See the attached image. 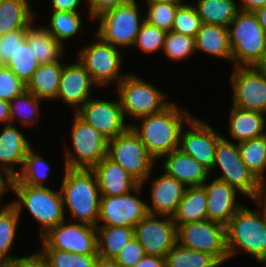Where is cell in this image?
I'll use <instances>...</instances> for the list:
<instances>
[{
    "instance_id": "cell-9",
    "label": "cell",
    "mask_w": 266,
    "mask_h": 267,
    "mask_svg": "<svg viewBox=\"0 0 266 267\" xmlns=\"http://www.w3.org/2000/svg\"><path fill=\"white\" fill-rule=\"evenodd\" d=\"M227 28L232 67L256 66L266 49V34L255 13L239 10Z\"/></svg>"
},
{
    "instance_id": "cell-38",
    "label": "cell",
    "mask_w": 266,
    "mask_h": 267,
    "mask_svg": "<svg viewBox=\"0 0 266 267\" xmlns=\"http://www.w3.org/2000/svg\"><path fill=\"white\" fill-rule=\"evenodd\" d=\"M165 267H223L212 255L190 250L178 243L166 254Z\"/></svg>"
},
{
    "instance_id": "cell-37",
    "label": "cell",
    "mask_w": 266,
    "mask_h": 267,
    "mask_svg": "<svg viewBox=\"0 0 266 267\" xmlns=\"http://www.w3.org/2000/svg\"><path fill=\"white\" fill-rule=\"evenodd\" d=\"M240 156L246 167L266 184V134L238 144Z\"/></svg>"
},
{
    "instance_id": "cell-45",
    "label": "cell",
    "mask_w": 266,
    "mask_h": 267,
    "mask_svg": "<svg viewBox=\"0 0 266 267\" xmlns=\"http://www.w3.org/2000/svg\"><path fill=\"white\" fill-rule=\"evenodd\" d=\"M26 90V85L6 66L0 65V99L10 102Z\"/></svg>"
},
{
    "instance_id": "cell-18",
    "label": "cell",
    "mask_w": 266,
    "mask_h": 267,
    "mask_svg": "<svg viewBox=\"0 0 266 267\" xmlns=\"http://www.w3.org/2000/svg\"><path fill=\"white\" fill-rule=\"evenodd\" d=\"M73 60L71 58L63 64L55 103L61 101L62 106L69 110L72 109L71 111L75 113L90 98L94 97L96 88L98 92L101 89L78 59L75 57Z\"/></svg>"
},
{
    "instance_id": "cell-46",
    "label": "cell",
    "mask_w": 266,
    "mask_h": 267,
    "mask_svg": "<svg viewBox=\"0 0 266 267\" xmlns=\"http://www.w3.org/2000/svg\"><path fill=\"white\" fill-rule=\"evenodd\" d=\"M27 29L0 35V65H5L14 56L19 45L26 39Z\"/></svg>"
},
{
    "instance_id": "cell-27",
    "label": "cell",
    "mask_w": 266,
    "mask_h": 267,
    "mask_svg": "<svg viewBox=\"0 0 266 267\" xmlns=\"http://www.w3.org/2000/svg\"><path fill=\"white\" fill-rule=\"evenodd\" d=\"M35 9L38 15H36V20L27 29V42L29 46H32L34 56L39 64L58 62L68 51L40 23L41 19H44L41 16L43 10L38 13L36 5Z\"/></svg>"
},
{
    "instance_id": "cell-24",
    "label": "cell",
    "mask_w": 266,
    "mask_h": 267,
    "mask_svg": "<svg viewBox=\"0 0 266 267\" xmlns=\"http://www.w3.org/2000/svg\"><path fill=\"white\" fill-rule=\"evenodd\" d=\"M84 13V14H83ZM48 14L46 22H41L45 29L67 50L70 47V44L67 43L70 41H75L74 39L82 38L88 33L85 30V25L88 23L89 28L94 27L90 25L93 22L89 14L85 15V12H61V11H50L49 13L45 12V15ZM85 19L84 18V16ZM88 16V17H87ZM89 19V20H88ZM87 21V23L85 21ZM85 22V23H84ZM48 23V24H47ZM91 26V27H90ZM86 32V33H85ZM80 36V37H79ZM68 41V42H67ZM68 46V47H67Z\"/></svg>"
},
{
    "instance_id": "cell-58",
    "label": "cell",
    "mask_w": 266,
    "mask_h": 267,
    "mask_svg": "<svg viewBox=\"0 0 266 267\" xmlns=\"http://www.w3.org/2000/svg\"><path fill=\"white\" fill-rule=\"evenodd\" d=\"M11 179L0 169V187H10Z\"/></svg>"
},
{
    "instance_id": "cell-34",
    "label": "cell",
    "mask_w": 266,
    "mask_h": 267,
    "mask_svg": "<svg viewBox=\"0 0 266 267\" xmlns=\"http://www.w3.org/2000/svg\"><path fill=\"white\" fill-rule=\"evenodd\" d=\"M172 219L176 227L207 219V193L204 186L187 187Z\"/></svg>"
},
{
    "instance_id": "cell-49",
    "label": "cell",
    "mask_w": 266,
    "mask_h": 267,
    "mask_svg": "<svg viewBox=\"0 0 266 267\" xmlns=\"http://www.w3.org/2000/svg\"><path fill=\"white\" fill-rule=\"evenodd\" d=\"M132 0H87L89 15L94 20L100 14L131 2Z\"/></svg>"
},
{
    "instance_id": "cell-23",
    "label": "cell",
    "mask_w": 266,
    "mask_h": 267,
    "mask_svg": "<svg viewBox=\"0 0 266 267\" xmlns=\"http://www.w3.org/2000/svg\"><path fill=\"white\" fill-rule=\"evenodd\" d=\"M157 164H161V171L186 187L203 186L210 177V172L205 167L179 149L165 155Z\"/></svg>"
},
{
    "instance_id": "cell-8",
    "label": "cell",
    "mask_w": 266,
    "mask_h": 267,
    "mask_svg": "<svg viewBox=\"0 0 266 267\" xmlns=\"http://www.w3.org/2000/svg\"><path fill=\"white\" fill-rule=\"evenodd\" d=\"M72 119L68 132L70 144L65 140L62 145L63 166L69 169H92L107 155L108 140L75 113Z\"/></svg>"
},
{
    "instance_id": "cell-17",
    "label": "cell",
    "mask_w": 266,
    "mask_h": 267,
    "mask_svg": "<svg viewBox=\"0 0 266 267\" xmlns=\"http://www.w3.org/2000/svg\"><path fill=\"white\" fill-rule=\"evenodd\" d=\"M231 105L266 114V75L256 66L232 67Z\"/></svg>"
},
{
    "instance_id": "cell-15",
    "label": "cell",
    "mask_w": 266,
    "mask_h": 267,
    "mask_svg": "<svg viewBox=\"0 0 266 267\" xmlns=\"http://www.w3.org/2000/svg\"><path fill=\"white\" fill-rule=\"evenodd\" d=\"M193 115L183 126L180 134V146L184 154L193 157L199 164L211 172L215 161V149L223 137L222 131L214 128L204 118Z\"/></svg>"
},
{
    "instance_id": "cell-1",
    "label": "cell",
    "mask_w": 266,
    "mask_h": 267,
    "mask_svg": "<svg viewBox=\"0 0 266 267\" xmlns=\"http://www.w3.org/2000/svg\"><path fill=\"white\" fill-rule=\"evenodd\" d=\"M193 114L173 99L162 111L140 117L130 127L158 163L165 155L179 149L181 130Z\"/></svg>"
},
{
    "instance_id": "cell-22",
    "label": "cell",
    "mask_w": 266,
    "mask_h": 267,
    "mask_svg": "<svg viewBox=\"0 0 266 267\" xmlns=\"http://www.w3.org/2000/svg\"><path fill=\"white\" fill-rule=\"evenodd\" d=\"M203 186L207 193V220L226 226L244 205L245 202L239 200L242 199L240 197L244 199V195L236 188L212 176Z\"/></svg>"
},
{
    "instance_id": "cell-43",
    "label": "cell",
    "mask_w": 266,
    "mask_h": 267,
    "mask_svg": "<svg viewBox=\"0 0 266 267\" xmlns=\"http://www.w3.org/2000/svg\"><path fill=\"white\" fill-rule=\"evenodd\" d=\"M201 25V19L194 5L191 0H186L176 11L171 31L195 37Z\"/></svg>"
},
{
    "instance_id": "cell-32",
    "label": "cell",
    "mask_w": 266,
    "mask_h": 267,
    "mask_svg": "<svg viewBox=\"0 0 266 267\" xmlns=\"http://www.w3.org/2000/svg\"><path fill=\"white\" fill-rule=\"evenodd\" d=\"M22 219L16 208L10 203L5 202L0 207V263L10 262L20 257L14 251ZM20 222V223H19ZM15 254H12L13 251Z\"/></svg>"
},
{
    "instance_id": "cell-48",
    "label": "cell",
    "mask_w": 266,
    "mask_h": 267,
    "mask_svg": "<svg viewBox=\"0 0 266 267\" xmlns=\"http://www.w3.org/2000/svg\"><path fill=\"white\" fill-rule=\"evenodd\" d=\"M47 10L49 11H61V12H84L89 14L87 6V0H48ZM82 7V8H81Z\"/></svg>"
},
{
    "instance_id": "cell-50",
    "label": "cell",
    "mask_w": 266,
    "mask_h": 267,
    "mask_svg": "<svg viewBox=\"0 0 266 267\" xmlns=\"http://www.w3.org/2000/svg\"><path fill=\"white\" fill-rule=\"evenodd\" d=\"M11 267H47V265L38 251L32 250L30 254H21L20 257L12 260Z\"/></svg>"
},
{
    "instance_id": "cell-60",
    "label": "cell",
    "mask_w": 266,
    "mask_h": 267,
    "mask_svg": "<svg viewBox=\"0 0 266 267\" xmlns=\"http://www.w3.org/2000/svg\"><path fill=\"white\" fill-rule=\"evenodd\" d=\"M5 194H7V195L10 194V187H0V207L6 202L4 200ZM2 201H4V202H2Z\"/></svg>"
},
{
    "instance_id": "cell-2",
    "label": "cell",
    "mask_w": 266,
    "mask_h": 267,
    "mask_svg": "<svg viewBox=\"0 0 266 267\" xmlns=\"http://www.w3.org/2000/svg\"><path fill=\"white\" fill-rule=\"evenodd\" d=\"M62 171L59 189L66 219L96 227L101 194L95 173L92 169L66 167Z\"/></svg>"
},
{
    "instance_id": "cell-44",
    "label": "cell",
    "mask_w": 266,
    "mask_h": 267,
    "mask_svg": "<svg viewBox=\"0 0 266 267\" xmlns=\"http://www.w3.org/2000/svg\"><path fill=\"white\" fill-rule=\"evenodd\" d=\"M145 21L167 32L172 30L176 11L181 4L142 3Z\"/></svg>"
},
{
    "instance_id": "cell-33",
    "label": "cell",
    "mask_w": 266,
    "mask_h": 267,
    "mask_svg": "<svg viewBox=\"0 0 266 267\" xmlns=\"http://www.w3.org/2000/svg\"><path fill=\"white\" fill-rule=\"evenodd\" d=\"M32 147L25 156L24 164L19 175L10 184H27L32 186H49L54 170L50 161L45 158L41 149ZM41 150V151H40Z\"/></svg>"
},
{
    "instance_id": "cell-52",
    "label": "cell",
    "mask_w": 266,
    "mask_h": 267,
    "mask_svg": "<svg viewBox=\"0 0 266 267\" xmlns=\"http://www.w3.org/2000/svg\"><path fill=\"white\" fill-rule=\"evenodd\" d=\"M134 267H165V258L145 255Z\"/></svg>"
},
{
    "instance_id": "cell-39",
    "label": "cell",
    "mask_w": 266,
    "mask_h": 267,
    "mask_svg": "<svg viewBox=\"0 0 266 267\" xmlns=\"http://www.w3.org/2000/svg\"><path fill=\"white\" fill-rule=\"evenodd\" d=\"M162 53L166 60L185 63L196 55L195 37L169 31L166 34ZM194 55V56H193Z\"/></svg>"
},
{
    "instance_id": "cell-6",
    "label": "cell",
    "mask_w": 266,
    "mask_h": 267,
    "mask_svg": "<svg viewBox=\"0 0 266 267\" xmlns=\"http://www.w3.org/2000/svg\"><path fill=\"white\" fill-rule=\"evenodd\" d=\"M154 81L156 78L150 82L132 70L114 87L113 91L119 97L124 117L129 124L140 117L162 111L173 101L169 98L170 92L161 91Z\"/></svg>"
},
{
    "instance_id": "cell-41",
    "label": "cell",
    "mask_w": 266,
    "mask_h": 267,
    "mask_svg": "<svg viewBox=\"0 0 266 267\" xmlns=\"http://www.w3.org/2000/svg\"><path fill=\"white\" fill-rule=\"evenodd\" d=\"M9 68L25 85L30 81L33 73L40 66L32 46L25 39L18 47L14 56L4 65Z\"/></svg>"
},
{
    "instance_id": "cell-29",
    "label": "cell",
    "mask_w": 266,
    "mask_h": 267,
    "mask_svg": "<svg viewBox=\"0 0 266 267\" xmlns=\"http://www.w3.org/2000/svg\"><path fill=\"white\" fill-rule=\"evenodd\" d=\"M68 56H64L58 62L40 64L27 83L26 90L32 92L44 103H54L58 93L63 64L67 61Z\"/></svg>"
},
{
    "instance_id": "cell-55",
    "label": "cell",
    "mask_w": 266,
    "mask_h": 267,
    "mask_svg": "<svg viewBox=\"0 0 266 267\" xmlns=\"http://www.w3.org/2000/svg\"><path fill=\"white\" fill-rule=\"evenodd\" d=\"M96 267H121L113 258H103L98 256Z\"/></svg>"
},
{
    "instance_id": "cell-11",
    "label": "cell",
    "mask_w": 266,
    "mask_h": 267,
    "mask_svg": "<svg viewBox=\"0 0 266 267\" xmlns=\"http://www.w3.org/2000/svg\"><path fill=\"white\" fill-rule=\"evenodd\" d=\"M107 156L121 165L140 184L157 167V161L131 127L108 141Z\"/></svg>"
},
{
    "instance_id": "cell-12",
    "label": "cell",
    "mask_w": 266,
    "mask_h": 267,
    "mask_svg": "<svg viewBox=\"0 0 266 267\" xmlns=\"http://www.w3.org/2000/svg\"><path fill=\"white\" fill-rule=\"evenodd\" d=\"M177 243L187 249L206 252L214 256L223 266L229 260L226 247V226L203 220L177 227Z\"/></svg>"
},
{
    "instance_id": "cell-47",
    "label": "cell",
    "mask_w": 266,
    "mask_h": 267,
    "mask_svg": "<svg viewBox=\"0 0 266 267\" xmlns=\"http://www.w3.org/2000/svg\"><path fill=\"white\" fill-rule=\"evenodd\" d=\"M145 255V250L134 236L114 259L121 267H134Z\"/></svg>"
},
{
    "instance_id": "cell-3",
    "label": "cell",
    "mask_w": 266,
    "mask_h": 267,
    "mask_svg": "<svg viewBox=\"0 0 266 267\" xmlns=\"http://www.w3.org/2000/svg\"><path fill=\"white\" fill-rule=\"evenodd\" d=\"M52 187L54 186L10 184V193L15 196L10 203L16 208L20 217L24 212L26 215L28 212L34 223L37 222L38 238L66 219L61 191L59 187Z\"/></svg>"
},
{
    "instance_id": "cell-35",
    "label": "cell",
    "mask_w": 266,
    "mask_h": 267,
    "mask_svg": "<svg viewBox=\"0 0 266 267\" xmlns=\"http://www.w3.org/2000/svg\"><path fill=\"white\" fill-rule=\"evenodd\" d=\"M201 22L228 27L239 11L237 0H192Z\"/></svg>"
},
{
    "instance_id": "cell-56",
    "label": "cell",
    "mask_w": 266,
    "mask_h": 267,
    "mask_svg": "<svg viewBox=\"0 0 266 267\" xmlns=\"http://www.w3.org/2000/svg\"><path fill=\"white\" fill-rule=\"evenodd\" d=\"M254 13L257 16L258 22L262 26V29L266 34V5L256 9Z\"/></svg>"
},
{
    "instance_id": "cell-54",
    "label": "cell",
    "mask_w": 266,
    "mask_h": 267,
    "mask_svg": "<svg viewBox=\"0 0 266 267\" xmlns=\"http://www.w3.org/2000/svg\"><path fill=\"white\" fill-rule=\"evenodd\" d=\"M10 124L9 102L0 99V126Z\"/></svg>"
},
{
    "instance_id": "cell-20",
    "label": "cell",
    "mask_w": 266,
    "mask_h": 267,
    "mask_svg": "<svg viewBox=\"0 0 266 267\" xmlns=\"http://www.w3.org/2000/svg\"><path fill=\"white\" fill-rule=\"evenodd\" d=\"M156 169L140 184L144 189L148 187L149 190V195L146 196L150 198L146 199L147 213L172 217L187 187L176 178L168 176L164 171L156 172L154 177Z\"/></svg>"
},
{
    "instance_id": "cell-14",
    "label": "cell",
    "mask_w": 266,
    "mask_h": 267,
    "mask_svg": "<svg viewBox=\"0 0 266 267\" xmlns=\"http://www.w3.org/2000/svg\"><path fill=\"white\" fill-rule=\"evenodd\" d=\"M144 188L139 185L125 195H101L97 226H135L148 214ZM144 197V198H143Z\"/></svg>"
},
{
    "instance_id": "cell-42",
    "label": "cell",
    "mask_w": 266,
    "mask_h": 267,
    "mask_svg": "<svg viewBox=\"0 0 266 267\" xmlns=\"http://www.w3.org/2000/svg\"><path fill=\"white\" fill-rule=\"evenodd\" d=\"M167 31L144 21L136 36L133 50H140V54L161 56ZM143 52V53H141Z\"/></svg>"
},
{
    "instance_id": "cell-59",
    "label": "cell",
    "mask_w": 266,
    "mask_h": 267,
    "mask_svg": "<svg viewBox=\"0 0 266 267\" xmlns=\"http://www.w3.org/2000/svg\"><path fill=\"white\" fill-rule=\"evenodd\" d=\"M256 67L266 75V49L261 60L257 63Z\"/></svg>"
},
{
    "instance_id": "cell-31",
    "label": "cell",
    "mask_w": 266,
    "mask_h": 267,
    "mask_svg": "<svg viewBox=\"0 0 266 267\" xmlns=\"http://www.w3.org/2000/svg\"><path fill=\"white\" fill-rule=\"evenodd\" d=\"M43 102L32 92L24 90L9 102L10 124H18L20 127L22 125L28 130L31 128L34 130L35 126L38 128V125L42 123L41 118H44L41 116L43 115V109H41Z\"/></svg>"
},
{
    "instance_id": "cell-28",
    "label": "cell",
    "mask_w": 266,
    "mask_h": 267,
    "mask_svg": "<svg viewBox=\"0 0 266 267\" xmlns=\"http://www.w3.org/2000/svg\"><path fill=\"white\" fill-rule=\"evenodd\" d=\"M196 53L207 57L223 59L232 66V52L229 45L228 28L222 25L202 23L195 36Z\"/></svg>"
},
{
    "instance_id": "cell-26",
    "label": "cell",
    "mask_w": 266,
    "mask_h": 267,
    "mask_svg": "<svg viewBox=\"0 0 266 267\" xmlns=\"http://www.w3.org/2000/svg\"><path fill=\"white\" fill-rule=\"evenodd\" d=\"M92 171L96 175L101 195H125L140 185L121 165L107 155L92 168Z\"/></svg>"
},
{
    "instance_id": "cell-13",
    "label": "cell",
    "mask_w": 266,
    "mask_h": 267,
    "mask_svg": "<svg viewBox=\"0 0 266 267\" xmlns=\"http://www.w3.org/2000/svg\"><path fill=\"white\" fill-rule=\"evenodd\" d=\"M114 91L112 98L94 97L90 98L81 106L75 114L88 125L98 130L108 141L124 133L130 124L126 121L118 95ZM116 96V98H115ZM113 98H115L113 100ZM112 99V100H111Z\"/></svg>"
},
{
    "instance_id": "cell-19",
    "label": "cell",
    "mask_w": 266,
    "mask_h": 267,
    "mask_svg": "<svg viewBox=\"0 0 266 267\" xmlns=\"http://www.w3.org/2000/svg\"><path fill=\"white\" fill-rule=\"evenodd\" d=\"M146 255L165 258L177 244V227L170 216L147 214L134 228Z\"/></svg>"
},
{
    "instance_id": "cell-7",
    "label": "cell",
    "mask_w": 266,
    "mask_h": 267,
    "mask_svg": "<svg viewBox=\"0 0 266 267\" xmlns=\"http://www.w3.org/2000/svg\"><path fill=\"white\" fill-rule=\"evenodd\" d=\"M139 0L112 8L93 20V32L103 41L130 53L137 34L145 21L144 6ZM97 30H96V29ZM128 49V50H127Z\"/></svg>"
},
{
    "instance_id": "cell-40",
    "label": "cell",
    "mask_w": 266,
    "mask_h": 267,
    "mask_svg": "<svg viewBox=\"0 0 266 267\" xmlns=\"http://www.w3.org/2000/svg\"><path fill=\"white\" fill-rule=\"evenodd\" d=\"M47 267H96L98 255L73 254L54 248H38Z\"/></svg>"
},
{
    "instance_id": "cell-30",
    "label": "cell",
    "mask_w": 266,
    "mask_h": 267,
    "mask_svg": "<svg viewBox=\"0 0 266 267\" xmlns=\"http://www.w3.org/2000/svg\"><path fill=\"white\" fill-rule=\"evenodd\" d=\"M36 0H0V35L28 27L36 20Z\"/></svg>"
},
{
    "instance_id": "cell-61",
    "label": "cell",
    "mask_w": 266,
    "mask_h": 267,
    "mask_svg": "<svg viewBox=\"0 0 266 267\" xmlns=\"http://www.w3.org/2000/svg\"><path fill=\"white\" fill-rule=\"evenodd\" d=\"M0 267H11V261L6 263H0Z\"/></svg>"
},
{
    "instance_id": "cell-4",
    "label": "cell",
    "mask_w": 266,
    "mask_h": 267,
    "mask_svg": "<svg viewBox=\"0 0 266 267\" xmlns=\"http://www.w3.org/2000/svg\"><path fill=\"white\" fill-rule=\"evenodd\" d=\"M226 247L229 260L243 253L261 267L266 264V222L257 207L244 204L231 218L226 225Z\"/></svg>"
},
{
    "instance_id": "cell-10",
    "label": "cell",
    "mask_w": 266,
    "mask_h": 267,
    "mask_svg": "<svg viewBox=\"0 0 266 267\" xmlns=\"http://www.w3.org/2000/svg\"><path fill=\"white\" fill-rule=\"evenodd\" d=\"M210 176L236 188L249 202L263 185L242 161L238 144L224 137L216 146L215 161Z\"/></svg>"
},
{
    "instance_id": "cell-25",
    "label": "cell",
    "mask_w": 266,
    "mask_h": 267,
    "mask_svg": "<svg viewBox=\"0 0 266 267\" xmlns=\"http://www.w3.org/2000/svg\"><path fill=\"white\" fill-rule=\"evenodd\" d=\"M227 119V140L237 144L266 134V114L231 105ZM230 135V136H228ZM232 139V140H231Z\"/></svg>"
},
{
    "instance_id": "cell-16",
    "label": "cell",
    "mask_w": 266,
    "mask_h": 267,
    "mask_svg": "<svg viewBox=\"0 0 266 267\" xmlns=\"http://www.w3.org/2000/svg\"><path fill=\"white\" fill-rule=\"evenodd\" d=\"M40 248H54L73 254L98 255L96 227L65 219L39 238Z\"/></svg>"
},
{
    "instance_id": "cell-53",
    "label": "cell",
    "mask_w": 266,
    "mask_h": 267,
    "mask_svg": "<svg viewBox=\"0 0 266 267\" xmlns=\"http://www.w3.org/2000/svg\"><path fill=\"white\" fill-rule=\"evenodd\" d=\"M266 5V0H238V7L241 11L254 12L256 9Z\"/></svg>"
},
{
    "instance_id": "cell-36",
    "label": "cell",
    "mask_w": 266,
    "mask_h": 267,
    "mask_svg": "<svg viewBox=\"0 0 266 267\" xmlns=\"http://www.w3.org/2000/svg\"><path fill=\"white\" fill-rule=\"evenodd\" d=\"M97 253L103 258H115L134 237V228L124 226H96Z\"/></svg>"
},
{
    "instance_id": "cell-5",
    "label": "cell",
    "mask_w": 266,
    "mask_h": 267,
    "mask_svg": "<svg viewBox=\"0 0 266 267\" xmlns=\"http://www.w3.org/2000/svg\"><path fill=\"white\" fill-rule=\"evenodd\" d=\"M91 31L93 41L91 38V41L84 42L86 45L83 44V47L79 44L75 55L92 80L105 91L112 87L113 83L114 88L129 73V70L125 73L123 71L128 58L124 59L125 51L103 41Z\"/></svg>"
},
{
    "instance_id": "cell-57",
    "label": "cell",
    "mask_w": 266,
    "mask_h": 267,
    "mask_svg": "<svg viewBox=\"0 0 266 267\" xmlns=\"http://www.w3.org/2000/svg\"><path fill=\"white\" fill-rule=\"evenodd\" d=\"M141 3L183 4L186 0H139Z\"/></svg>"
},
{
    "instance_id": "cell-21",
    "label": "cell",
    "mask_w": 266,
    "mask_h": 267,
    "mask_svg": "<svg viewBox=\"0 0 266 267\" xmlns=\"http://www.w3.org/2000/svg\"><path fill=\"white\" fill-rule=\"evenodd\" d=\"M2 127V128H1ZM22 126L8 124L0 126V169L12 180L22 170L25 156L34 146Z\"/></svg>"
},
{
    "instance_id": "cell-51",
    "label": "cell",
    "mask_w": 266,
    "mask_h": 267,
    "mask_svg": "<svg viewBox=\"0 0 266 267\" xmlns=\"http://www.w3.org/2000/svg\"><path fill=\"white\" fill-rule=\"evenodd\" d=\"M250 201V203L254 202V206L256 205L266 222V184L261 186L258 193Z\"/></svg>"
}]
</instances>
